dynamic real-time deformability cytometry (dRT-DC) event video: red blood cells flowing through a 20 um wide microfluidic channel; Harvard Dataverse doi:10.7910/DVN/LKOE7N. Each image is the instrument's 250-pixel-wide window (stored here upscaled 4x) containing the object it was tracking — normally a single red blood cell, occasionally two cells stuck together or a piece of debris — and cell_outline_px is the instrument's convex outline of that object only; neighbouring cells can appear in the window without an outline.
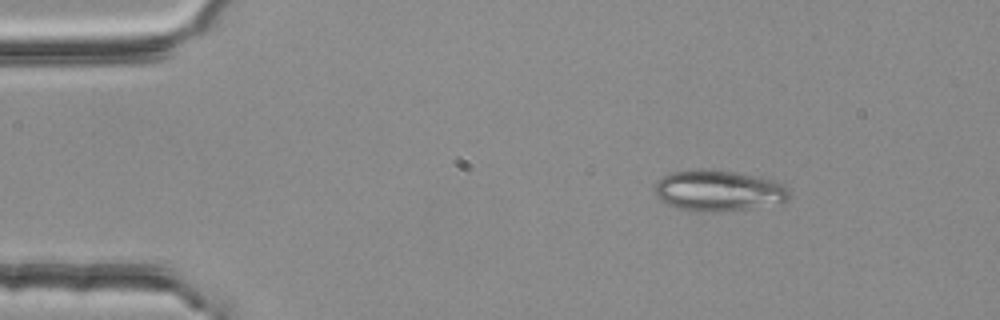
{"species": "common noctule bat (a hibernating species)", "species_latin": "Nyctalus noctula", "temperature_condition": "room temperature", "stored_images_in_passage": 3, "camera_frame_rate_fps": 3000, "um_per_image_px": 0.085, "animal": {"sex": "female", "body_mass_g": 25.1}, "frame": {"image": 1, "passage_image": 1, "time_ms": 0.0, "image_size_px": [1000, 320], "cell_outline_px": [[788, 200], [748, 208], [712, 212], [688, 212], [676, 208], [660, 200], [656, 196], [652, 188], [656, 180], [672, 172], [696, 168], [708, 168], [736, 172], [772, 180], [788, 188]], "centroid_in_image_um": [60.93, 16.19], "position_along_channel_um": 24.1, "area_um2": 32.25}}